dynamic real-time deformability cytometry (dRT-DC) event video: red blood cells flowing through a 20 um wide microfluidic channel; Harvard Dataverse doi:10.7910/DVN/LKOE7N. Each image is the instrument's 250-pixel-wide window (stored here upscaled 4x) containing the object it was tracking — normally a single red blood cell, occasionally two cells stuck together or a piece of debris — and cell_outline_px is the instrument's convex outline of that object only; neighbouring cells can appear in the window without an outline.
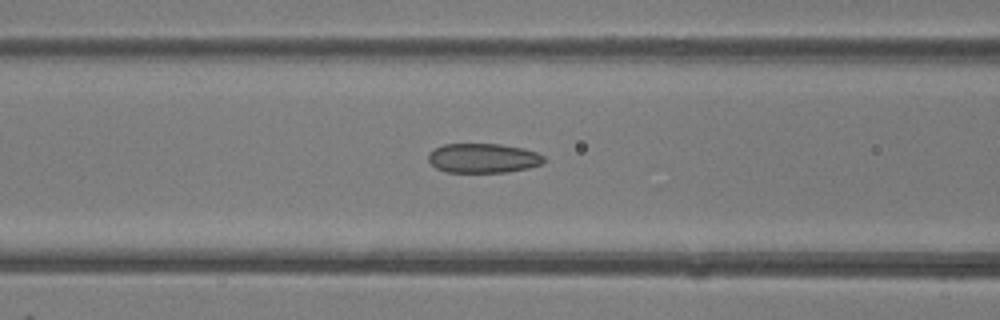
{"species": "common noctule bat (a hibernating species)", "species_latin": "Nyctalus noctula", "temperature_condition": "room temperature", "stored_images_in_passage": 24, "camera_frame_rate_fps": 3000, "um_per_image_px": 0.085, "animal": {"sex": "female"}, "frame": {"image": 1, "passage_image": 7, "time_ms": 2.0, "image_size_px": [1000, 320], "cell_outline_px": [[544, 164], [528, 168], [508, 172], [444, 172], [436, 168], [428, 160], [428, 152], [444, 144], [500, 144], [524, 148], [536, 152], [544, 156]], "centroid_in_image_um": [41.07, 13.44], "position_along_channel_um": 125.5, "area_um2": 20.0}}
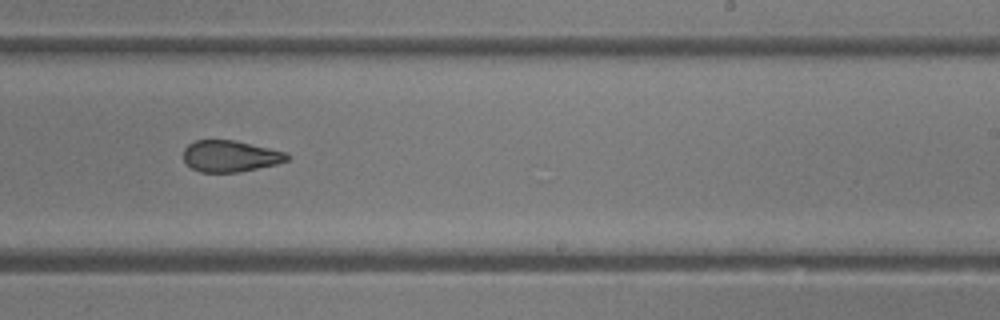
{"frame": {"image": 2, "passage_image": 17, "time_ms": 5.333, "image_size_px": [1000, 320], "cell_outline_px": [[288, 160], [276, 164], [236, 172], [200, 172], [192, 168], [184, 160], [184, 148], [188, 144], [196, 140], [236, 140], [284, 152], [288, 156]], "centroid_in_image_um": [19.53, 13.26], "position_along_channel_um": 269.5, "area_um2": 18.67}}
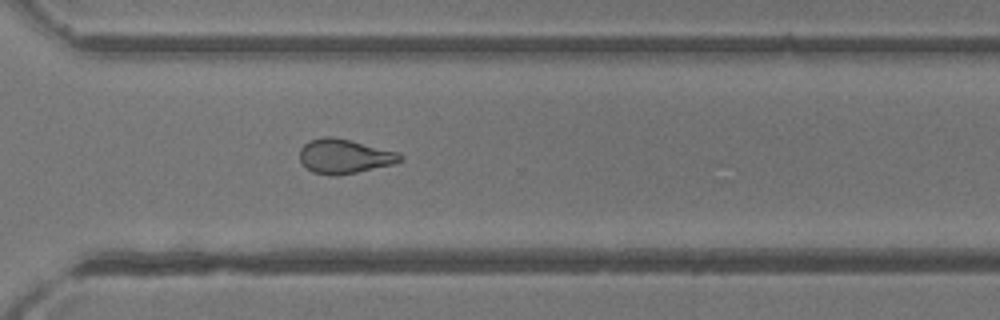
{"frame": {"image": 3, "passage_image": 22, "time_ms": 7.0, "image_size_px": [1000, 320], "cell_outline_px": [[404, 160], [392, 164], [356, 172], [336, 176], [332, 176], [312, 172], [304, 168], [300, 160], [300, 148], [308, 140], [324, 136], [332, 136], [352, 140], [400, 152], [404, 156]], "centroid_in_image_um": [29.27, 13.27], "position_along_channel_um": 341.3, "area_um2": 20.52}, "authors_computed_cell_mechanics": {"area_um2": 19.9988, "velocity_mm_per_s": 4.327, "shape_relaxation_time_tau1_ms": null, "shape_relaxation_time_tau2_ms": 1.7445, "deformation_change_tau1": null, "deformation_change_tau2": 0.0893}}